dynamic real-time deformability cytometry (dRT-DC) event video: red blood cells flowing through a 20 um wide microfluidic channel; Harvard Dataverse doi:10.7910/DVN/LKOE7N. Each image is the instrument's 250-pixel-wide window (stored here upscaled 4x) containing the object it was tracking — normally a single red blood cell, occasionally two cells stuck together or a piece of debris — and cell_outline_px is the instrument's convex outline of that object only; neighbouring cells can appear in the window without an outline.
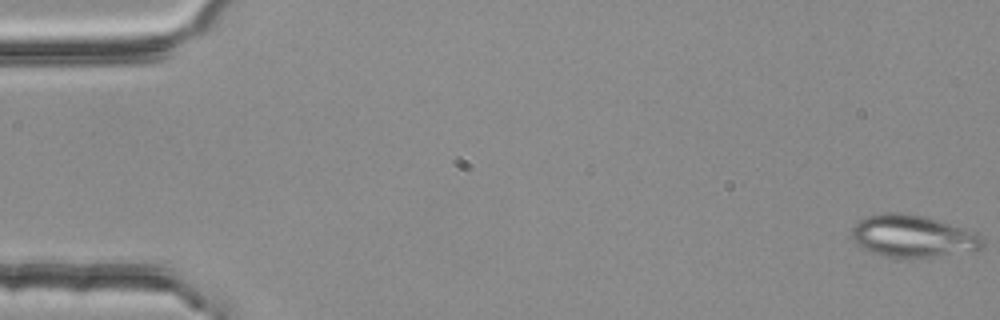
{"species": "common noctule bat (a hibernating species)", "species_latin": "Nyctalus noctula", "temperature_condition": "room temperature", "stored_images_in_passage": 54, "segment_of_instrument_passage": [1, 2], "camera_frame_rate_fps": 3000, "um_per_image_px": 0.085, "animal": {"sex": "female", "body_mass_g": 25.1}, "frame": {"image": 1, "passage_image": 1, "time_ms": 0.0, "image_size_px": [1000, 320], "cell_outline_px": [[984, 248], [976, 252], [908, 260], [900, 260], [884, 256], [872, 252], [856, 244], [852, 236], [852, 228], [860, 220], [868, 216], [884, 212], [904, 212], [924, 216], [964, 228], [976, 232], [984, 236]], "centroid_in_image_um": [77.67, 20.12], "position_along_channel_um": 7.3, "area_um2": 33.23}}